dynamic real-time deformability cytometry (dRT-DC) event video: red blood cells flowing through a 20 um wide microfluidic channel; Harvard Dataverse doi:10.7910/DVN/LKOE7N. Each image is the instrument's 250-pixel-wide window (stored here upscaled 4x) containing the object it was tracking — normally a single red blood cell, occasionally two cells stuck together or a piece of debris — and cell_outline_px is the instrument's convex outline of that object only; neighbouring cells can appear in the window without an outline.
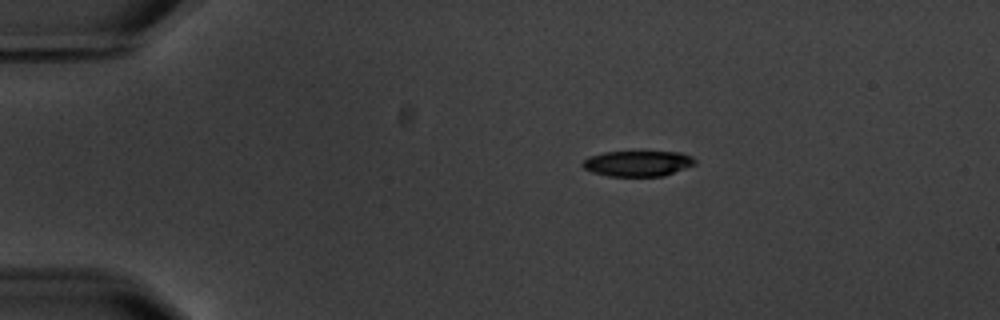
{"species": "common noctule bat (a hibernating species)", "species_latin": "Nyctalus noctula", "temperature_condition": "warm", "stored_images_in_passage": 3, "camera_frame_rate_fps": 3000, "um_per_image_px": 0.085, "animal": {"sex": "male", "body_mass_g": 20.1, "forearm_length_mm": 53.5}, "frame": {"image": 1, "passage_image": 1, "time_ms": 0.0, "image_size_px": [1000, 320], "cell_outline_px": [[696, 164], [664, 176], [608, 176], [592, 172], [584, 168], [580, 164], [588, 156], [604, 152], [680, 152], [692, 156], [696, 160]], "centroid_in_image_um": [54.2, 13.89], "position_along_channel_um": 30.8, "area_um2": 16.82}}